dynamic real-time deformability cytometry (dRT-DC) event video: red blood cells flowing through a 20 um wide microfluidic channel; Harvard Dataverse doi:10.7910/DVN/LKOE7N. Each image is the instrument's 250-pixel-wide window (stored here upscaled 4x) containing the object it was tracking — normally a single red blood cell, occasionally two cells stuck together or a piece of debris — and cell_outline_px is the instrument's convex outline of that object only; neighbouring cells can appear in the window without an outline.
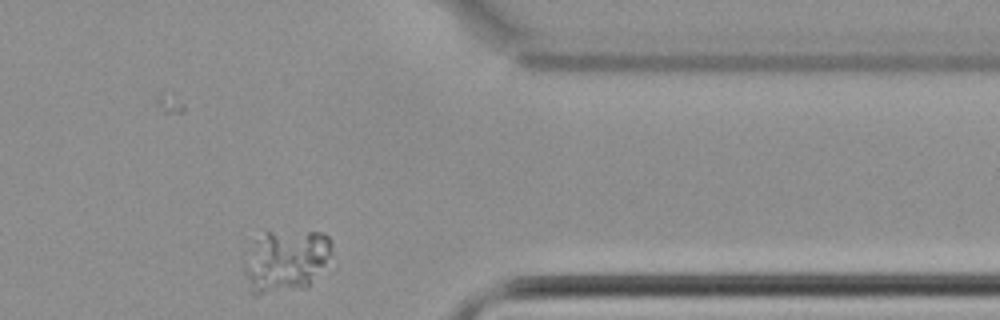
{"species": "common noctule bat (a hibernating species)", "species_latin": "Nyctalus noctula", "temperature_condition": "cold", "stored_images_in_passage": 43, "segment_of_instrument_passage": [3, 3], "camera_frame_rate_fps": 3000, "um_per_image_px": 0.085, "animal": {"sex": "female", "body_mass_g": 22.7, "forearm_length_mm": 54.2}, "frame": {"image": 1, "passage_image": 34, "time_ms": 11.0, "image_size_px": [1000, 320], "cell_outline_px": [[332, 252], [308, 288], [256, 296], [252, 292], [244, 268], [244, 260], [264, 232], [324, 232], [328, 236], [332, 244]], "centroid_in_image_um": [24.32, 22.2], "position_along_channel_um": 387.1, "area_um2": 31.39}}